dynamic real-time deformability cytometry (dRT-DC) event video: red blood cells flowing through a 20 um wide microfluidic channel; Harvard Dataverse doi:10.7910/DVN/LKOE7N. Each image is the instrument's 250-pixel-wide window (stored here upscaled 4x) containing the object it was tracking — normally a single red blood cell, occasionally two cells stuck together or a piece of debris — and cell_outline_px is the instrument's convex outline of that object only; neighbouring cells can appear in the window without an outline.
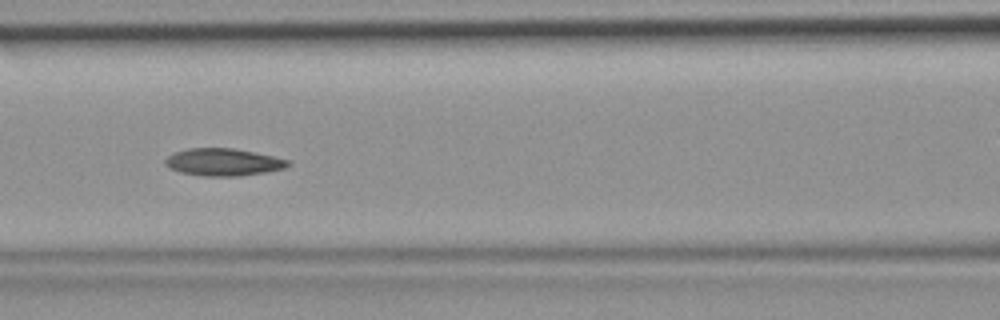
{"species": "common noctule bat (a hibernating species)", "species_latin": "Nyctalus noctula", "temperature_condition": "room temperature", "stored_images_in_passage": 33, "camera_frame_rate_fps": 3000, "um_per_image_px": 0.085, "animal": {"sex": "female", "body_mass_g": 19.9}, "frame": {"image": 1, "passage_image": 6, "time_ms": 1.667, "image_size_px": [1000, 320], "cell_outline_px": [[292, 164], [284, 168], [264, 172], [240, 176], [204, 176], [180, 172], [164, 164], [164, 160], [172, 152], [188, 148], [232, 148], [292, 160]], "centroid_in_image_um": [18.97, 13.77], "position_along_channel_um": 147.6, "area_um2": 19.54}}
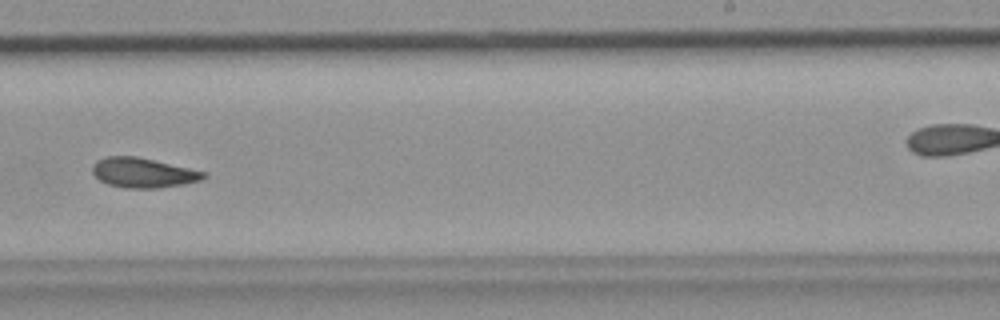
{"frame": {"image": 2, "passage_image": 15, "time_ms": 4.667, "image_size_px": [1000, 320], "cell_outline_px": [[208, 176], [200, 180], [184, 184], [160, 188], [124, 188], [108, 184], [100, 180], [92, 172], [92, 164], [96, 160], [104, 156], [136, 156], [188, 168], [204, 172]], "centroid_in_image_um": [12.12, 14.68], "position_along_channel_um": 276.9, "area_um2": 19.25}}
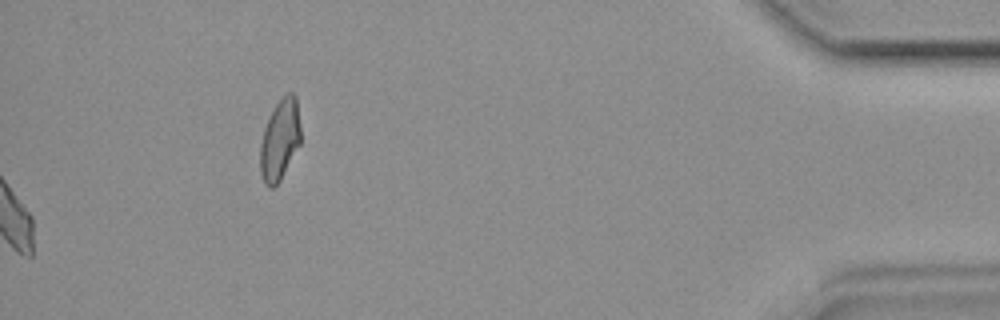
{"frame": {"image": 3, "passage_image": 33, "time_ms": 10.667, "image_size_px": [1000, 320], "cell_outline_px": [[300, 144], [280, 180], [272, 188], [268, 188], [264, 184], [260, 172], [260, 144], [264, 128], [276, 104], [288, 92], [292, 92], [296, 96], [300, 124]], "centroid_in_image_um": [23.78, 11.91], "position_along_channel_um": 411.4, "area_um2": 18.96}}